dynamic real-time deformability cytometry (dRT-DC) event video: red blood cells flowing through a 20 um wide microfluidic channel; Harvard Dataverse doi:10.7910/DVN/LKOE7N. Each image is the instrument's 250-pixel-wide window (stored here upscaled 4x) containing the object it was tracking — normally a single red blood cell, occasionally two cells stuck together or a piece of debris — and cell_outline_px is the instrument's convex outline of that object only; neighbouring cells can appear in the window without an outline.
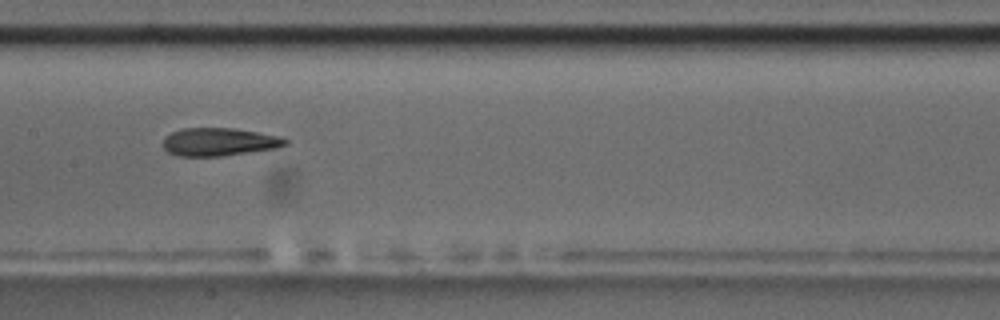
{"species": "common noctule bat (a hibernating species)", "species_latin": "Nyctalus noctula", "temperature_condition": "room temperature", "stored_images_in_passage": 37, "camera_frame_rate_fps": 3000, "um_per_image_px": 0.085, "animal": {"sex": "male", "body_mass_g": 17.5, "forearm_length_mm": 52.3}, "frame": {"image": 1, "passage_image": 11, "time_ms": 3.333, "image_size_px": [1000, 320], "cell_outline_px": [[288, 144], [276, 148], [220, 156], [180, 156], [168, 152], [164, 148], [164, 136], [172, 132], [184, 128], [232, 128], [280, 136], [288, 140]], "centroid_in_image_um": [18.62, 12.06], "position_along_channel_um": 188.8, "area_um2": 19.77}, "authors_computed_cell_mechanics": {"area_um2": 20.6924, "velocity_mm_per_s": 3.7285, "shape_relaxation_time_tau1_ms": 7.1422, "shape_relaxation_time_tau2_ms": 2.8535, "deformation_change_tau1": 0.1993, "deformation_change_tau2": 0.1238}}